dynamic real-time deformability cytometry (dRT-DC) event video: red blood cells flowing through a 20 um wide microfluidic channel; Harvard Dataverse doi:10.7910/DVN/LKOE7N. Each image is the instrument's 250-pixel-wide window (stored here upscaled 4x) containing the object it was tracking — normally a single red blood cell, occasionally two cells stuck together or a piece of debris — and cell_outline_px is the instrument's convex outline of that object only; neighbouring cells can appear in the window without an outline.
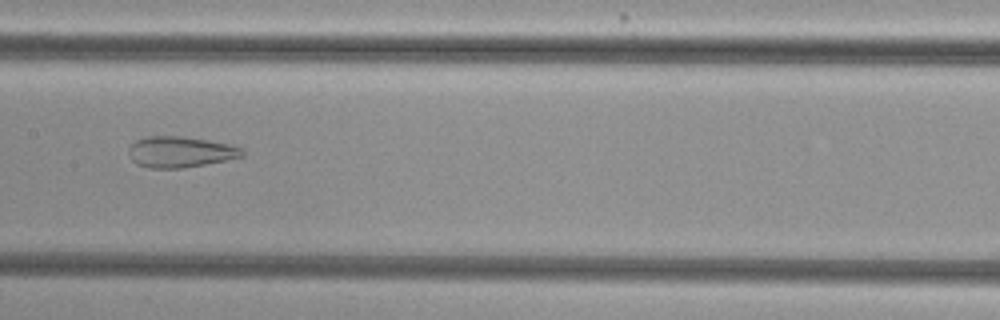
{"species": "common noctule bat (a hibernating species)", "species_latin": "Nyctalus noctula", "temperature_condition": "cold", "stored_images_in_passage": 56, "camera_frame_rate_fps": 3000, "um_per_image_px": 0.085, "animal": {"sex": "female", "body_mass_g": 29.2, "forearm_length_mm": 56.3}, "frame": {"image": 1, "passage_image": 29, "time_ms": 9.333, "image_size_px": [1000, 320], "cell_outline_px": [[244, 156], [184, 168], [148, 168], [136, 164], [132, 160], [128, 152], [128, 148], [136, 140], [144, 136], [180, 136], [208, 140], [228, 144], [244, 148]], "centroid_in_image_um": [15.3, 12.91], "position_along_channel_um": 192.1, "area_um2": 20.52}}
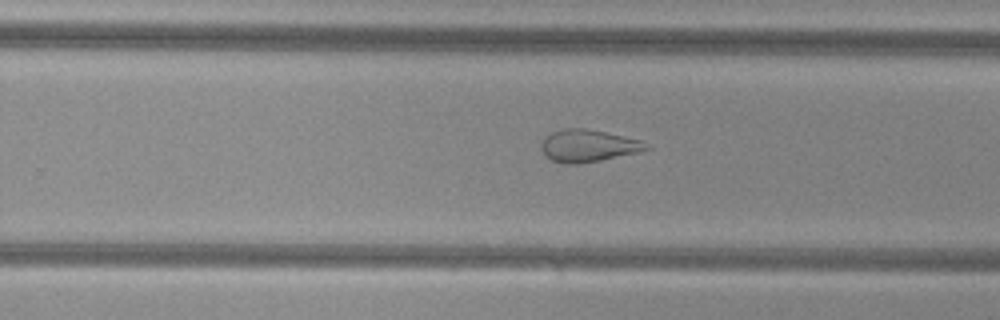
{"frame": {"image": 2, "passage_image": 36, "time_ms": 11.667, "image_size_px": [1000, 320], "cell_outline_px": [[652, 148], [640, 152], [600, 160], [576, 164], [564, 164], [552, 160], [540, 148], [540, 144], [544, 136], [552, 132], [564, 128], [584, 128], [604, 132], [640, 140], [648, 144]], "centroid_in_image_um": [49.98, 12.39], "position_along_channel_um": 279.8, "area_um2": 19.65}}
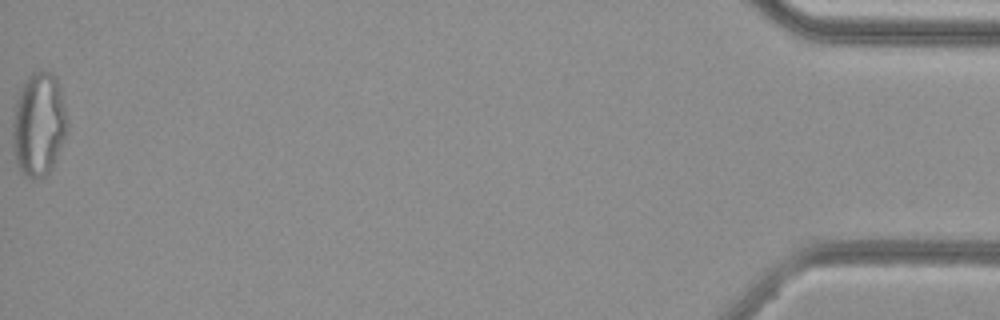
{"frame": {"image": 3, "passage_image": 56, "time_ms": 18.333, "image_size_px": [1000, 320], "cell_outline_px": [[68, 128], [52, 164], [48, 172], [44, 176], [32, 180], [24, 176], [16, 160], [12, 144], [12, 124], [16, 100], [28, 76], [32, 72], [52, 72], [56, 76], [68, 120]], "centroid_in_image_um": [3.27, 10.57], "position_along_channel_um": 431.9, "area_um2": 32.54}, "authors_computed_cell_mechanics": {"area_um2": 28.8133, "velocity_mm_per_s": 3.7753, "shape_relaxation_time_tau1_ms": null, "shape_relaxation_time_tau2_ms": 1.9001, "deformation_change_tau1": null, "deformation_change_tau2": 0.1099}}